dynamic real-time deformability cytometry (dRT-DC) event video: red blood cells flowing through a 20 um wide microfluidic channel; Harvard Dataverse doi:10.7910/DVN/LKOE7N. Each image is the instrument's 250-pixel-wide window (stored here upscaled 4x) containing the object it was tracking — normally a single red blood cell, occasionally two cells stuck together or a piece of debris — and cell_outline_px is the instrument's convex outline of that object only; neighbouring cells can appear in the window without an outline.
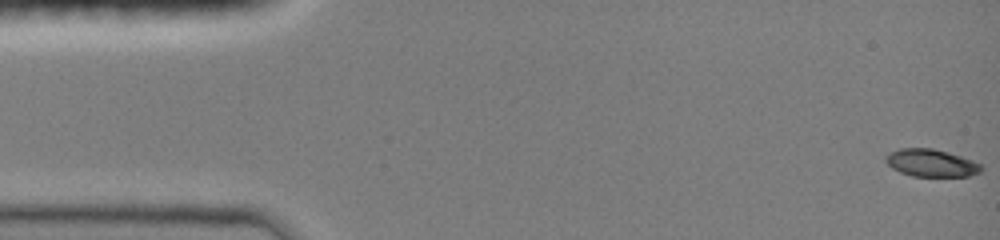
{"species": "common noctule bat (a hibernating species)", "species_latin": "Nyctalus noctula", "temperature_condition": "room temperature", "stored_images_in_passage": 48, "camera_frame_rate_fps": 3000, "um_per_image_px": 0.085, "animal": {"sex": "female", "body_mass_g": 19.0, "forearm_length_mm": 51.5}, "frame": {"image": 1, "passage_image": 1, "time_ms": 0.0, "image_size_px": [1000, 240], "cell_outline_px": [[984, 168], [980, 172], [968, 176], [912, 176], [900, 172], [892, 168], [884, 160], [884, 156], [900, 148], [932, 148], [948, 152], [972, 160], [980, 164]], "centroid_in_image_um": [79.14, 13.85], "position_along_channel_um": 5.9, "area_um2": 15.26}}
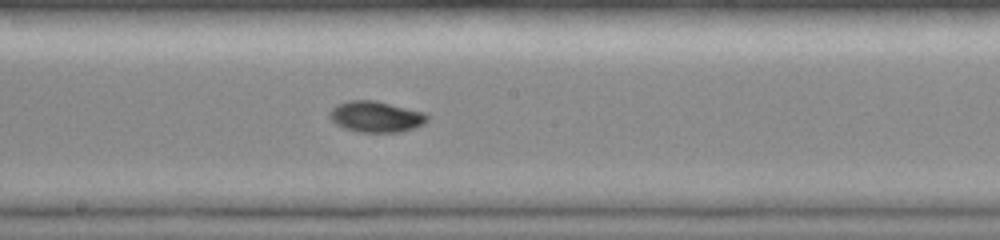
{"frame": {"image": 2, "passage_image": 26, "time_ms": 8.333, "image_size_px": [1000, 240], "cell_outline_px": [[428, 120], [424, 124], [416, 128], [400, 132], [360, 132], [344, 128], [336, 124], [328, 116], [328, 112], [336, 104], [348, 100], [376, 100], [424, 112], [428, 116]], "centroid_in_image_um": [31.95, 9.91], "position_along_channel_um": 216.2, "area_um2": 17.86}}
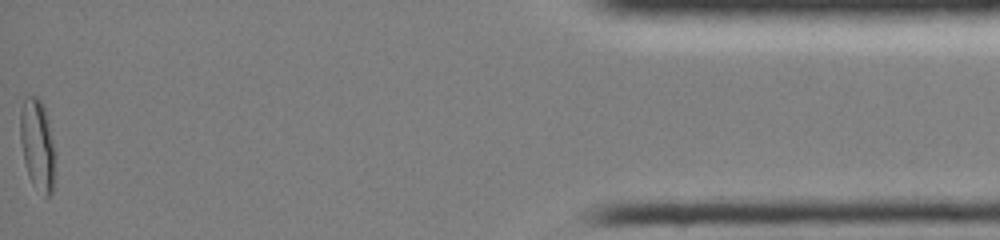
{"frame": {"image": 3, "passage_image": 48, "time_ms": 15.667, "image_size_px": [1000, 240], "cell_outline_px": [[56, 156], [52, 192], [48, 196], [44, 196], [32, 184], [24, 160], [20, 140], [20, 112], [24, 96], [36, 96], [40, 100], [44, 108], [48, 120], [56, 152]], "centroid_in_image_um": [3.19, 12.3], "position_along_channel_um": 432.0, "area_um2": 18.73}, "authors_computed_cell_mechanics": {"area_um2": 16.5597, "velocity_mm_per_s": 4.0691, "shape_relaxation_time_tau1_ms": 4.2358, "shape_relaxation_time_tau2_ms": null, "deformation_change_tau1": 0.1795, "deformation_change_tau2": null}}